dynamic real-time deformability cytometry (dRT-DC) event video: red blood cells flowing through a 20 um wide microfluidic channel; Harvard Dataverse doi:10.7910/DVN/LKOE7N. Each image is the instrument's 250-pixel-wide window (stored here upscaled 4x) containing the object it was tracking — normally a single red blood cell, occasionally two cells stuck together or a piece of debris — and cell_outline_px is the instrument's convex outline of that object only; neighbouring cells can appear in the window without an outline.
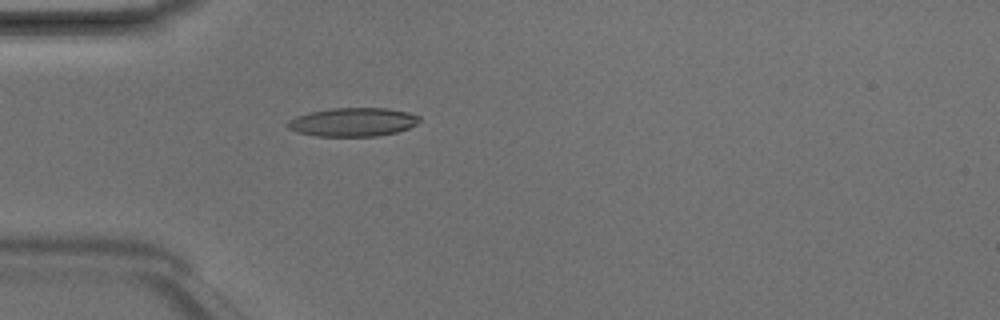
{"species": "Egyptian fruit bat (a non-hibernating species)", "species_latin": "Rousettus aegyptiacus", "temperature_condition": "room temperature", "stored_images_in_passage": 2, "camera_frame_rate_fps": 3000, "um_per_image_px": 0.085, "animal": {"sex": "male"}, "frame": {"image": 1, "passage_image": 2, "time_ms": 0.333, "image_size_px": [1000, 320], "cell_outline_px": [[420, 120], [416, 124], [408, 128], [396, 132], [376, 136], [316, 136], [296, 132], [288, 128], [288, 120], [296, 116], [312, 112], [332, 108], [388, 108], [408, 112], [420, 116]], "centroid_in_image_um": [30.0, 10.37], "position_along_channel_um": 55.0, "area_um2": 21.91}}